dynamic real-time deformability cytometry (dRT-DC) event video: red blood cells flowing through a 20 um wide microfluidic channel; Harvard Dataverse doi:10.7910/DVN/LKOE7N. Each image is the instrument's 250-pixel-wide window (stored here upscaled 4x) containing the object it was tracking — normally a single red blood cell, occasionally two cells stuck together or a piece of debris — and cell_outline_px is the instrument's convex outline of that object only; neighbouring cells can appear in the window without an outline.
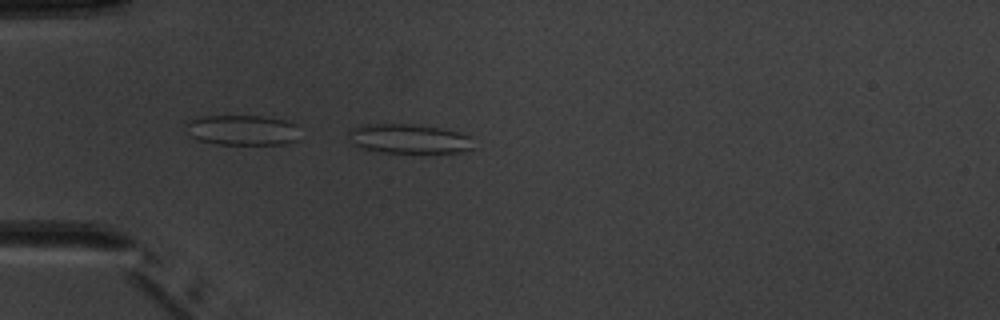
{"species": "common noctule bat (a hibernating species)", "species_latin": "Nyctalus noctula", "temperature_condition": "warm", "stored_images_in_passage": 2, "camera_frame_rate_fps": 3000, "um_per_image_px": 0.085, "animal": {"sex": "male", "body_mass_g": 20.1, "forearm_length_mm": 53.5}, "frame": {"image": 1, "passage_image": 2, "time_ms": 1.0, "image_size_px": [1000, 320], "cell_outline_px": [[476, 148], [460, 152], [376, 152], [364, 148], [356, 144], [348, 132], [348, 128], [368, 124], [412, 124], [440, 128], [460, 132], [468, 136]], "centroid_in_image_um": [34.79, 11.79], "position_along_channel_um": 50.2, "area_um2": 21.15}}